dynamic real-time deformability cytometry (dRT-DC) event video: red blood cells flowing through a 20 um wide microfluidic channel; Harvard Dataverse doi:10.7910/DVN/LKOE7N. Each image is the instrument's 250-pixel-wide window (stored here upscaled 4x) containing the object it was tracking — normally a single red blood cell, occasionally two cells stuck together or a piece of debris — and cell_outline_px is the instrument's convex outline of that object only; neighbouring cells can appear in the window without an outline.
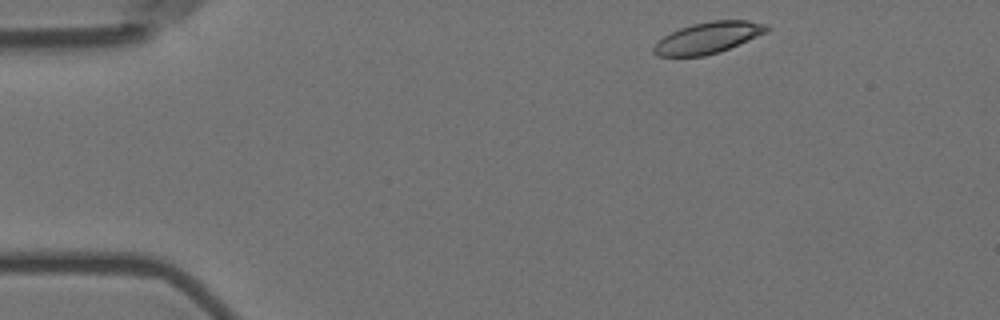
{"species": "Egyptian fruit bat (a non-hibernating species)", "species_latin": "Rousettus aegyptiacus", "temperature_condition": "room temperature", "stored_images_in_passage": 51, "camera_frame_rate_fps": 3000, "um_per_image_px": 0.085, "animal": {"sex": "female"}, "frame": {"image": 1, "passage_image": 2, "time_ms": 0.333, "image_size_px": [1000, 320], "cell_outline_px": [[772, 28], [756, 36], [720, 52], [704, 56], [656, 56], [652, 52], [652, 48], [664, 36], [680, 28], [692, 24], [712, 20], [748, 20], [764, 24]], "centroid_in_image_um": [60.15, 3.21], "position_along_channel_um": 24.8, "area_um2": 20.35}}
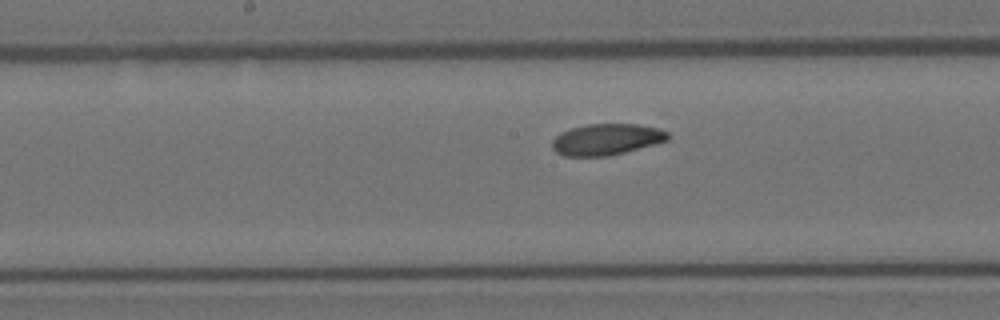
{"frame": {"image": 2, "passage_image": 23, "time_ms": 7.333, "image_size_px": [1000, 320], "cell_outline_px": [[668, 140], [624, 152], [608, 156], [564, 156], [556, 152], [552, 148], [552, 140], [560, 132], [572, 128], [588, 124], [640, 124], [656, 128], [668, 132]], "centroid_in_image_um": [51.51, 11.85], "position_along_channel_um": 196.7, "area_um2": 20.92}}
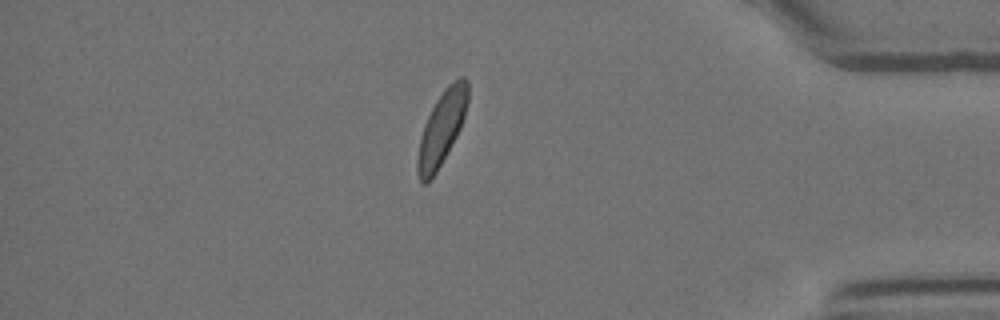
{"frame": {"image": 3, "passage_image": 43, "time_ms": 14.0, "image_size_px": [1000, 320], "cell_outline_px": [[468, 100], [464, 116], [460, 128], [456, 136], [432, 180], [428, 184], [424, 184], [420, 180], [416, 168], [416, 160], [420, 136], [424, 124], [436, 100], [444, 88], [448, 84], [460, 76], [464, 76], [468, 80]], "centroid_in_image_um": [37.53, 10.9], "position_along_channel_um": 397.7, "area_um2": 21.68}, "authors_computed_cell_mechanics": {"area_um2": 21.386, "velocity_mm_per_s": 3.524, "shape_relaxation_time_tau1_ms": 3.6575, "shape_relaxation_time_tau2_ms": null, "deformation_change_tau1": 0.1043, "deformation_change_tau2": null}}